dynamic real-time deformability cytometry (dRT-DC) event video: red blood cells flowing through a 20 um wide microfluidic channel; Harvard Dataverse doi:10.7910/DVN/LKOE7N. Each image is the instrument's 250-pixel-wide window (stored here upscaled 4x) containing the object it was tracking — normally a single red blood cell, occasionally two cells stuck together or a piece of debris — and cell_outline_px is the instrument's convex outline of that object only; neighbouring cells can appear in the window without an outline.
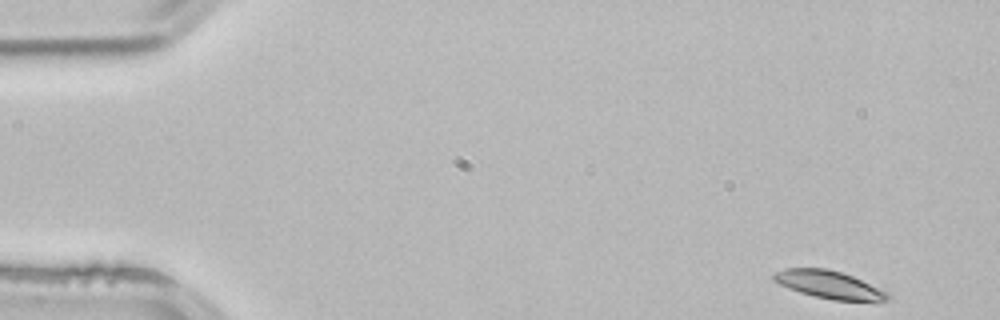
{"species": "common noctule bat (a hibernating species)", "species_latin": "Nyctalus noctula", "temperature_condition": "room temperature", "stored_images_in_passage": 13, "camera_frame_rate_fps": 3000, "um_per_image_px": 0.085, "animal": {"sex": "male", "body_mass_g": 21.5, "forearm_length_mm": 52.0}, "frame": {"image": 1, "passage_image": 1, "time_ms": 0.0, "image_size_px": [1000, 320], "cell_outline_px": [[892, 296], [888, 300], [876, 304], [832, 300], [800, 292], [788, 288], [772, 280], [772, 272], [784, 268], [828, 268], [852, 276], [888, 292]], "centroid_in_image_um": [70.55, 24.24], "position_along_channel_um": 14.5, "area_um2": 19.07}}
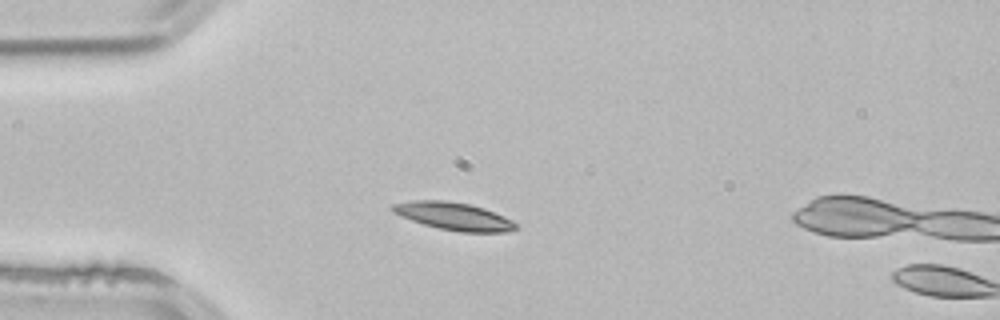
{"frame": {"image": 2, "passage_image": 11, "time_ms": 3.333, "image_size_px": [1000, 320], "cell_outline_px": [[516, 228], [508, 232], [460, 232], [440, 228], [424, 224], [400, 216], [392, 212], [388, 208], [392, 204], [412, 200], [444, 200], [472, 204], [484, 208], [504, 216], [512, 220], [516, 224]], "centroid_in_image_um": [38.54, 18.36], "position_along_channel_um": 46.5, "area_um2": 19.94}}